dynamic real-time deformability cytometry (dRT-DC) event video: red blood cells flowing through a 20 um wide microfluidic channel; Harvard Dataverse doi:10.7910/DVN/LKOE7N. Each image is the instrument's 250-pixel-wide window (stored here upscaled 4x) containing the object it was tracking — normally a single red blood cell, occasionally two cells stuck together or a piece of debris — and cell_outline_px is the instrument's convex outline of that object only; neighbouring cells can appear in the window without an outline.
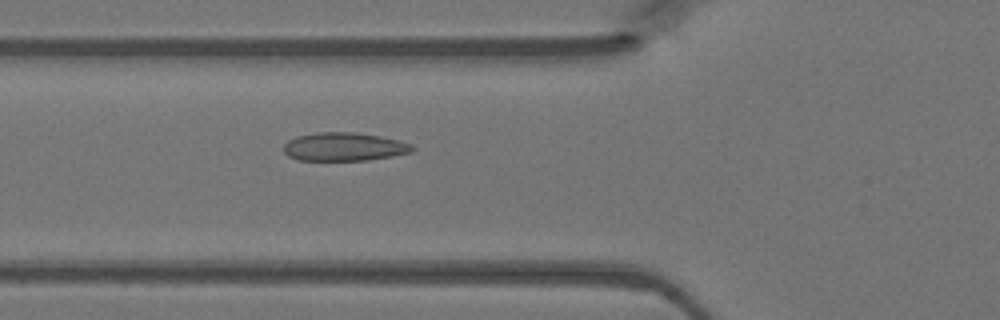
{"species": "Egyptian fruit bat (a non-hibernating species)", "species_latin": "Rousettus aegyptiacus", "temperature_condition": "warm", "stored_images_in_passage": 42, "camera_frame_rate_fps": 3000, "um_per_image_px": 0.085, "animal": {"sex": "female"}, "frame": {"image": 1, "passage_image": 17, "time_ms": 5.333, "image_size_px": [1000, 320], "cell_outline_px": [[416, 148], [412, 152], [392, 156], [368, 160], [300, 160], [288, 156], [284, 152], [284, 144], [288, 140], [296, 136], [316, 132], [356, 132], [380, 136], [412, 144]], "centroid_in_image_um": [29.25, 12.47], "position_along_channel_um": 96.6, "area_um2": 21.33}}
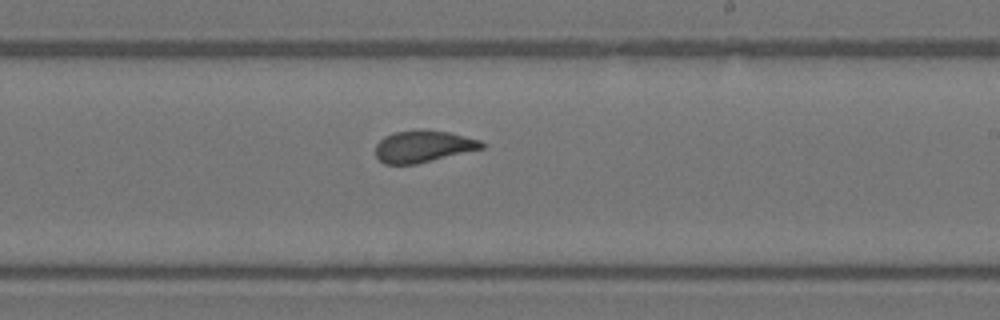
{"frame": {"image": 2, "passage_image": 28, "time_ms": 9.0, "image_size_px": [1000, 320], "cell_outline_px": [[484, 148], [416, 164], [384, 164], [376, 156], [376, 144], [384, 136], [396, 132], [420, 128], [448, 132], [480, 140], [484, 144]], "centroid_in_image_um": [35.95, 12.43], "position_along_channel_um": 253.0, "area_um2": 19.71}}
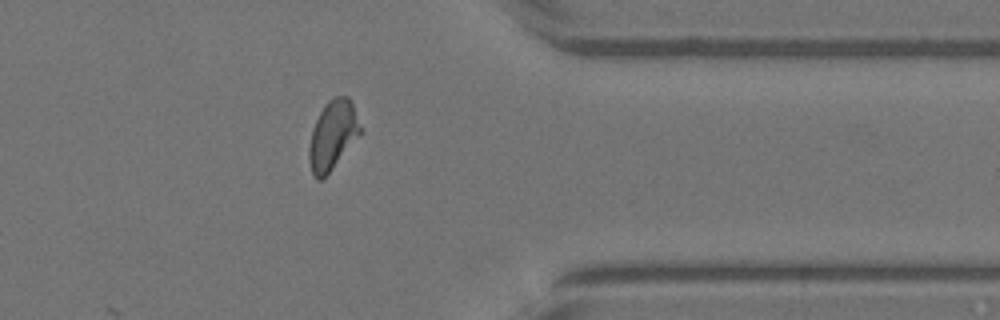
{"frame": {"image": 3, "passage_image": 38, "time_ms": 12.333, "image_size_px": [1000, 320], "cell_outline_px": [[364, 132], [332, 168], [320, 180], [316, 180], [312, 172], [308, 156], [308, 148], [312, 128], [324, 104], [332, 96], [348, 96], [352, 104]], "centroid_in_image_um": [28.29, 11.46], "position_along_channel_um": 383.1, "area_um2": 20.75}}